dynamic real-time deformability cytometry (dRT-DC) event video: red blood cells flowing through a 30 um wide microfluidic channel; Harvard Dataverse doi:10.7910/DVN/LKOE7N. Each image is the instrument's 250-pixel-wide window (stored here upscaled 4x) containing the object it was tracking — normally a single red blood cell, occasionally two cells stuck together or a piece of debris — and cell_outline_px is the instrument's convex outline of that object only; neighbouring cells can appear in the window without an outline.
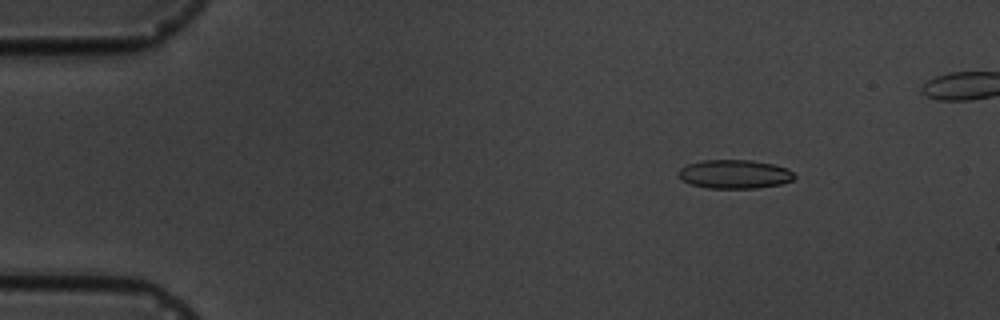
{"species": "common noctule bat (a hibernating species)", "species_latin": "Nyctalus noctula", "temperature_condition": "cold", "stored_images_in_passage": 7, "camera_frame_rate_fps": 3000, "um_per_image_px": 0.085, "animal": {"sex": "male", "body_mass_g": 19.5, "forearm_length_mm": 54.6}, "frame": {"image": 1, "passage_image": 3, "time_ms": 2.333, "image_size_px": [1000, 320], "cell_outline_px": [[796, 176], [792, 180], [780, 184], [756, 188], [708, 188], [688, 184], [680, 180], [676, 176], [676, 172], [680, 168], [688, 164], [704, 160], [752, 160], [772, 164], [788, 168]], "centroid_in_image_um": [62.38, 14.8], "position_along_channel_um": 22.6, "area_um2": 19.65}}
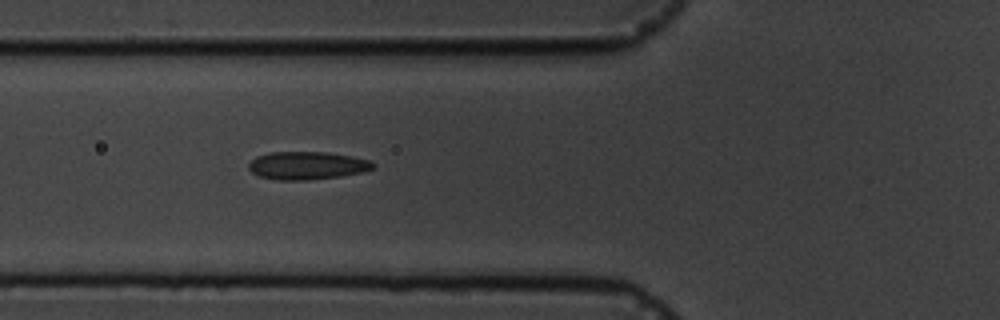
{"frame": {"image": 2, "passage_image": 7, "time_ms": 6.667, "image_size_px": [1000, 320], "cell_outline_px": [[376, 164], [372, 168], [364, 172], [340, 176], [308, 180], [276, 180], [260, 176], [252, 172], [248, 168], [248, 164], [256, 156], [268, 152], [328, 152], [352, 156], [368, 160]], "centroid_in_image_um": [26.09, 14.07], "position_along_channel_um": 99.7, "area_um2": 20.29}}